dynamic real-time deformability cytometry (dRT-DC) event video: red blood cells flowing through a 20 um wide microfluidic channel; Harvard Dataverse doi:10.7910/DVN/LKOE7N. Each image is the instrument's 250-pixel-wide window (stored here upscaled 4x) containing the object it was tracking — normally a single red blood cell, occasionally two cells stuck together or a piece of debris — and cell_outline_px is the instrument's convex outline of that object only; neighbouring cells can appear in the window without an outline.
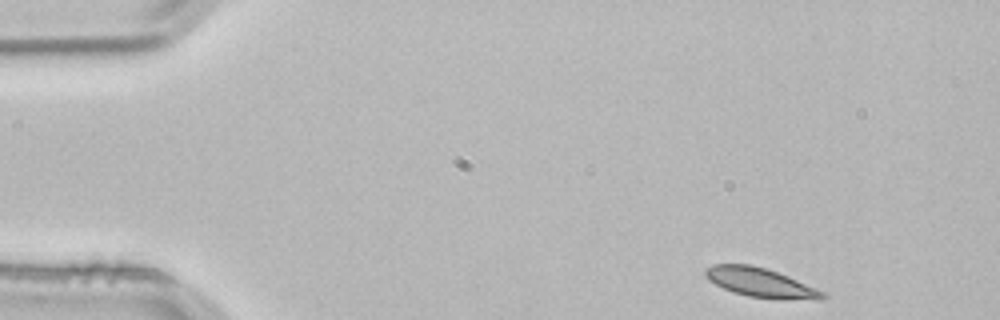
{"species": "common noctule bat (a hibernating species)", "species_latin": "Nyctalus noctula", "temperature_condition": "room temperature", "stored_images_in_passage": 3, "camera_frame_rate_fps": 3000, "um_per_image_px": 0.085, "animal": {"sex": "male", "body_mass_g": 21.5, "forearm_length_mm": 52.0}, "frame": {"image": 1, "passage_image": 1, "time_ms": 0.0, "image_size_px": [1000, 320], "cell_outline_px": [[828, 296], [820, 300], [816, 300], [748, 296], [732, 292], [708, 280], [704, 276], [704, 268], [712, 264], [752, 264], [788, 276], [824, 292]], "centroid_in_image_um": [64.59, 24.0], "position_along_channel_um": 20.4, "area_um2": 19.65}}
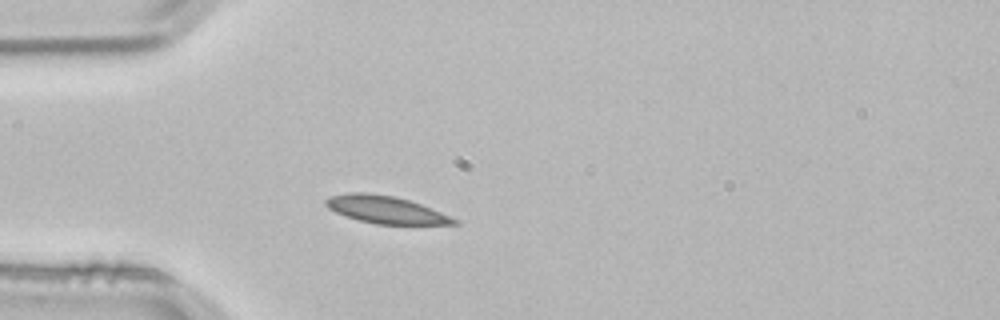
{"frame": {"image": 2, "passage_image": 3, "time_ms": 0.667, "image_size_px": [1000, 320], "cell_outline_px": [[460, 224], [376, 224], [344, 216], [328, 208], [324, 204], [324, 200], [332, 196], [348, 192], [368, 192], [396, 196], [420, 204], [460, 220]], "centroid_in_image_um": [32.77, 17.81], "position_along_channel_um": 52.2, "area_um2": 20.46}}